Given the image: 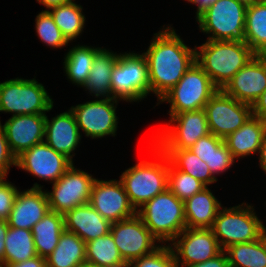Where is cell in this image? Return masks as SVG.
<instances>
[{"mask_svg":"<svg viewBox=\"0 0 266 267\" xmlns=\"http://www.w3.org/2000/svg\"><path fill=\"white\" fill-rule=\"evenodd\" d=\"M162 26L142 54L148 63L150 94L159 101L196 62L195 47H188L170 25Z\"/></svg>","mask_w":266,"mask_h":267,"instance_id":"1","label":"cell"},{"mask_svg":"<svg viewBox=\"0 0 266 267\" xmlns=\"http://www.w3.org/2000/svg\"><path fill=\"white\" fill-rule=\"evenodd\" d=\"M256 54L243 42L206 40L195 46V61L218 89H223L232 77Z\"/></svg>","mask_w":266,"mask_h":267,"instance_id":"2","label":"cell"},{"mask_svg":"<svg viewBox=\"0 0 266 267\" xmlns=\"http://www.w3.org/2000/svg\"><path fill=\"white\" fill-rule=\"evenodd\" d=\"M149 144L153 161H140L126 169L119 179L136 211L168 189V156L153 142Z\"/></svg>","mask_w":266,"mask_h":267,"instance_id":"3","label":"cell"},{"mask_svg":"<svg viewBox=\"0 0 266 267\" xmlns=\"http://www.w3.org/2000/svg\"><path fill=\"white\" fill-rule=\"evenodd\" d=\"M137 215L162 244H170L186 228L184 202L169 189L146 202Z\"/></svg>","mask_w":266,"mask_h":267,"instance_id":"4","label":"cell"},{"mask_svg":"<svg viewBox=\"0 0 266 267\" xmlns=\"http://www.w3.org/2000/svg\"><path fill=\"white\" fill-rule=\"evenodd\" d=\"M251 204L246 202L233 207L222 206L210 228L221 248L256 241L262 237V221Z\"/></svg>","mask_w":266,"mask_h":267,"instance_id":"5","label":"cell"},{"mask_svg":"<svg viewBox=\"0 0 266 267\" xmlns=\"http://www.w3.org/2000/svg\"><path fill=\"white\" fill-rule=\"evenodd\" d=\"M246 8L239 0H217L196 19L199 30L207 40L246 43Z\"/></svg>","mask_w":266,"mask_h":267,"instance_id":"6","label":"cell"},{"mask_svg":"<svg viewBox=\"0 0 266 267\" xmlns=\"http://www.w3.org/2000/svg\"><path fill=\"white\" fill-rule=\"evenodd\" d=\"M35 78L17 77L0 82V112L12 113V116L50 112L54 101Z\"/></svg>","mask_w":266,"mask_h":267,"instance_id":"7","label":"cell"},{"mask_svg":"<svg viewBox=\"0 0 266 267\" xmlns=\"http://www.w3.org/2000/svg\"><path fill=\"white\" fill-rule=\"evenodd\" d=\"M112 98L141 102L150 94L148 63L142 53H119L111 74Z\"/></svg>","mask_w":266,"mask_h":267,"instance_id":"8","label":"cell"},{"mask_svg":"<svg viewBox=\"0 0 266 267\" xmlns=\"http://www.w3.org/2000/svg\"><path fill=\"white\" fill-rule=\"evenodd\" d=\"M219 89L195 62L156 104H170L169 115L204 109L209 99Z\"/></svg>","mask_w":266,"mask_h":267,"instance_id":"9","label":"cell"},{"mask_svg":"<svg viewBox=\"0 0 266 267\" xmlns=\"http://www.w3.org/2000/svg\"><path fill=\"white\" fill-rule=\"evenodd\" d=\"M169 116V123L151 136V142L159 149H189L198 139L210 133L204 109Z\"/></svg>","mask_w":266,"mask_h":267,"instance_id":"10","label":"cell"},{"mask_svg":"<svg viewBox=\"0 0 266 267\" xmlns=\"http://www.w3.org/2000/svg\"><path fill=\"white\" fill-rule=\"evenodd\" d=\"M96 178L74 163L55 182L52 191L46 190L50 211L65 214L79 205L89 203L91 189Z\"/></svg>","mask_w":266,"mask_h":267,"instance_id":"11","label":"cell"},{"mask_svg":"<svg viewBox=\"0 0 266 267\" xmlns=\"http://www.w3.org/2000/svg\"><path fill=\"white\" fill-rule=\"evenodd\" d=\"M210 133L225 139L251 116L252 106L239 102L219 89L204 107Z\"/></svg>","mask_w":266,"mask_h":267,"instance_id":"12","label":"cell"},{"mask_svg":"<svg viewBox=\"0 0 266 267\" xmlns=\"http://www.w3.org/2000/svg\"><path fill=\"white\" fill-rule=\"evenodd\" d=\"M119 100L113 98H96L83 104L71 106L79 128L86 137L92 139L105 136L115 137L118 128L116 108Z\"/></svg>","mask_w":266,"mask_h":267,"instance_id":"13","label":"cell"},{"mask_svg":"<svg viewBox=\"0 0 266 267\" xmlns=\"http://www.w3.org/2000/svg\"><path fill=\"white\" fill-rule=\"evenodd\" d=\"M110 233L120 255L127 264L152 253L162 245L137 214L112 223Z\"/></svg>","mask_w":266,"mask_h":267,"instance_id":"14","label":"cell"},{"mask_svg":"<svg viewBox=\"0 0 266 267\" xmlns=\"http://www.w3.org/2000/svg\"><path fill=\"white\" fill-rule=\"evenodd\" d=\"M171 243L178 267L205 262L223 251L210 228H185Z\"/></svg>","mask_w":266,"mask_h":267,"instance_id":"15","label":"cell"},{"mask_svg":"<svg viewBox=\"0 0 266 267\" xmlns=\"http://www.w3.org/2000/svg\"><path fill=\"white\" fill-rule=\"evenodd\" d=\"M89 204L111 224L137 214L121 181L116 179L96 178L92 185Z\"/></svg>","mask_w":266,"mask_h":267,"instance_id":"16","label":"cell"},{"mask_svg":"<svg viewBox=\"0 0 266 267\" xmlns=\"http://www.w3.org/2000/svg\"><path fill=\"white\" fill-rule=\"evenodd\" d=\"M73 164L64 154L52 149L45 141L32 146L16 157V166L35 178L55 183Z\"/></svg>","mask_w":266,"mask_h":267,"instance_id":"17","label":"cell"},{"mask_svg":"<svg viewBox=\"0 0 266 267\" xmlns=\"http://www.w3.org/2000/svg\"><path fill=\"white\" fill-rule=\"evenodd\" d=\"M266 89V55H255L222 89L239 102L253 105Z\"/></svg>","mask_w":266,"mask_h":267,"instance_id":"18","label":"cell"},{"mask_svg":"<svg viewBox=\"0 0 266 267\" xmlns=\"http://www.w3.org/2000/svg\"><path fill=\"white\" fill-rule=\"evenodd\" d=\"M46 114L11 116L2 125L11 153L17 157L45 139Z\"/></svg>","mask_w":266,"mask_h":267,"instance_id":"19","label":"cell"},{"mask_svg":"<svg viewBox=\"0 0 266 267\" xmlns=\"http://www.w3.org/2000/svg\"><path fill=\"white\" fill-rule=\"evenodd\" d=\"M34 183L33 187L18 191L11 213L7 220L9 227L32 230L50 210L46 190Z\"/></svg>","mask_w":266,"mask_h":267,"instance_id":"20","label":"cell"},{"mask_svg":"<svg viewBox=\"0 0 266 267\" xmlns=\"http://www.w3.org/2000/svg\"><path fill=\"white\" fill-rule=\"evenodd\" d=\"M80 132L71 109L57 114L50 120L46 115L44 141L55 151L64 154L73 163V157L76 155L74 152L82 138Z\"/></svg>","mask_w":266,"mask_h":267,"instance_id":"21","label":"cell"},{"mask_svg":"<svg viewBox=\"0 0 266 267\" xmlns=\"http://www.w3.org/2000/svg\"><path fill=\"white\" fill-rule=\"evenodd\" d=\"M63 216L64 229L77 234L85 243L110 232L111 223L89 203L79 205Z\"/></svg>","mask_w":266,"mask_h":267,"instance_id":"22","label":"cell"},{"mask_svg":"<svg viewBox=\"0 0 266 267\" xmlns=\"http://www.w3.org/2000/svg\"><path fill=\"white\" fill-rule=\"evenodd\" d=\"M266 136V121L253 115L235 132L229 134L224 142L235 160L259 153Z\"/></svg>","mask_w":266,"mask_h":267,"instance_id":"23","label":"cell"},{"mask_svg":"<svg viewBox=\"0 0 266 267\" xmlns=\"http://www.w3.org/2000/svg\"><path fill=\"white\" fill-rule=\"evenodd\" d=\"M221 207L207 186L184 202L186 228H211Z\"/></svg>","mask_w":266,"mask_h":267,"instance_id":"24","label":"cell"},{"mask_svg":"<svg viewBox=\"0 0 266 267\" xmlns=\"http://www.w3.org/2000/svg\"><path fill=\"white\" fill-rule=\"evenodd\" d=\"M118 56V53L103 47L95 54L90 74L83 86L91 96L112 98L111 74Z\"/></svg>","mask_w":266,"mask_h":267,"instance_id":"25","label":"cell"},{"mask_svg":"<svg viewBox=\"0 0 266 267\" xmlns=\"http://www.w3.org/2000/svg\"><path fill=\"white\" fill-rule=\"evenodd\" d=\"M86 243L75 233L64 230L54 251L46 257L47 267H85Z\"/></svg>","mask_w":266,"mask_h":267,"instance_id":"26","label":"cell"},{"mask_svg":"<svg viewBox=\"0 0 266 267\" xmlns=\"http://www.w3.org/2000/svg\"><path fill=\"white\" fill-rule=\"evenodd\" d=\"M63 214L48 211L32 228L37 255L46 258L56 248L64 231Z\"/></svg>","mask_w":266,"mask_h":267,"instance_id":"27","label":"cell"},{"mask_svg":"<svg viewBox=\"0 0 266 267\" xmlns=\"http://www.w3.org/2000/svg\"><path fill=\"white\" fill-rule=\"evenodd\" d=\"M101 48L77 44L68 50L64 57L63 70L72 84L83 88L90 74L95 54Z\"/></svg>","mask_w":266,"mask_h":267,"instance_id":"28","label":"cell"},{"mask_svg":"<svg viewBox=\"0 0 266 267\" xmlns=\"http://www.w3.org/2000/svg\"><path fill=\"white\" fill-rule=\"evenodd\" d=\"M245 38L256 55H266V1L247 5Z\"/></svg>","mask_w":266,"mask_h":267,"instance_id":"29","label":"cell"},{"mask_svg":"<svg viewBox=\"0 0 266 267\" xmlns=\"http://www.w3.org/2000/svg\"><path fill=\"white\" fill-rule=\"evenodd\" d=\"M86 266L91 267H127L115 245L112 234L86 242Z\"/></svg>","mask_w":266,"mask_h":267,"instance_id":"30","label":"cell"},{"mask_svg":"<svg viewBox=\"0 0 266 267\" xmlns=\"http://www.w3.org/2000/svg\"><path fill=\"white\" fill-rule=\"evenodd\" d=\"M48 12L69 43L81 36L86 18L83 7L75 0L53 7Z\"/></svg>","mask_w":266,"mask_h":267,"instance_id":"31","label":"cell"},{"mask_svg":"<svg viewBox=\"0 0 266 267\" xmlns=\"http://www.w3.org/2000/svg\"><path fill=\"white\" fill-rule=\"evenodd\" d=\"M168 156L169 161L178 169L186 174L201 181L206 186L218 181L215 178L206 162L202 161L190 149H160Z\"/></svg>","mask_w":266,"mask_h":267,"instance_id":"32","label":"cell"},{"mask_svg":"<svg viewBox=\"0 0 266 267\" xmlns=\"http://www.w3.org/2000/svg\"><path fill=\"white\" fill-rule=\"evenodd\" d=\"M224 251L229 267H266V242L263 236L256 241L231 245Z\"/></svg>","mask_w":266,"mask_h":267,"instance_id":"33","label":"cell"},{"mask_svg":"<svg viewBox=\"0 0 266 267\" xmlns=\"http://www.w3.org/2000/svg\"><path fill=\"white\" fill-rule=\"evenodd\" d=\"M37 256L32 231L9 227L5 238L4 264L18 263Z\"/></svg>","mask_w":266,"mask_h":267,"instance_id":"34","label":"cell"},{"mask_svg":"<svg viewBox=\"0 0 266 267\" xmlns=\"http://www.w3.org/2000/svg\"><path fill=\"white\" fill-rule=\"evenodd\" d=\"M207 186L190 174L178 170L168 158V189L181 201L185 202Z\"/></svg>","mask_w":266,"mask_h":267,"instance_id":"35","label":"cell"},{"mask_svg":"<svg viewBox=\"0 0 266 267\" xmlns=\"http://www.w3.org/2000/svg\"><path fill=\"white\" fill-rule=\"evenodd\" d=\"M35 30L38 38L45 45L52 47V49H61L69 44L48 11L42 10L37 14L35 19Z\"/></svg>","mask_w":266,"mask_h":267,"instance_id":"36","label":"cell"},{"mask_svg":"<svg viewBox=\"0 0 266 267\" xmlns=\"http://www.w3.org/2000/svg\"><path fill=\"white\" fill-rule=\"evenodd\" d=\"M127 267H178L169 244H162L152 253L132 260Z\"/></svg>","mask_w":266,"mask_h":267,"instance_id":"37","label":"cell"},{"mask_svg":"<svg viewBox=\"0 0 266 267\" xmlns=\"http://www.w3.org/2000/svg\"><path fill=\"white\" fill-rule=\"evenodd\" d=\"M235 162L231 151L223 141L216 149H213L210 156V171L217 178L216 175L227 172Z\"/></svg>","mask_w":266,"mask_h":267,"instance_id":"38","label":"cell"},{"mask_svg":"<svg viewBox=\"0 0 266 267\" xmlns=\"http://www.w3.org/2000/svg\"><path fill=\"white\" fill-rule=\"evenodd\" d=\"M7 177H0V220L7 221L17 197L19 189L7 181Z\"/></svg>","mask_w":266,"mask_h":267,"instance_id":"39","label":"cell"},{"mask_svg":"<svg viewBox=\"0 0 266 267\" xmlns=\"http://www.w3.org/2000/svg\"><path fill=\"white\" fill-rule=\"evenodd\" d=\"M223 141L224 139L209 133L198 139L189 149L202 161L206 162L207 166L210 168V156L213 149H216Z\"/></svg>","mask_w":266,"mask_h":267,"instance_id":"40","label":"cell"},{"mask_svg":"<svg viewBox=\"0 0 266 267\" xmlns=\"http://www.w3.org/2000/svg\"><path fill=\"white\" fill-rule=\"evenodd\" d=\"M12 166H16V157L9 149L6 134L0 121V177H7Z\"/></svg>","mask_w":266,"mask_h":267,"instance_id":"41","label":"cell"},{"mask_svg":"<svg viewBox=\"0 0 266 267\" xmlns=\"http://www.w3.org/2000/svg\"><path fill=\"white\" fill-rule=\"evenodd\" d=\"M186 267H229L228 258L223 250L219 255L208 259L205 262L197 263V264H190Z\"/></svg>","mask_w":266,"mask_h":267,"instance_id":"42","label":"cell"},{"mask_svg":"<svg viewBox=\"0 0 266 267\" xmlns=\"http://www.w3.org/2000/svg\"><path fill=\"white\" fill-rule=\"evenodd\" d=\"M252 115L266 121V89L252 105Z\"/></svg>","mask_w":266,"mask_h":267,"instance_id":"43","label":"cell"},{"mask_svg":"<svg viewBox=\"0 0 266 267\" xmlns=\"http://www.w3.org/2000/svg\"><path fill=\"white\" fill-rule=\"evenodd\" d=\"M2 267H47V265L46 258L37 255L22 262L3 264Z\"/></svg>","mask_w":266,"mask_h":267,"instance_id":"44","label":"cell"},{"mask_svg":"<svg viewBox=\"0 0 266 267\" xmlns=\"http://www.w3.org/2000/svg\"><path fill=\"white\" fill-rule=\"evenodd\" d=\"M9 229L7 221L0 220V264H4L5 238Z\"/></svg>","mask_w":266,"mask_h":267,"instance_id":"45","label":"cell"},{"mask_svg":"<svg viewBox=\"0 0 266 267\" xmlns=\"http://www.w3.org/2000/svg\"><path fill=\"white\" fill-rule=\"evenodd\" d=\"M217 0H189L188 2L195 4L197 6L196 19L204 13L211 5H213Z\"/></svg>","mask_w":266,"mask_h":267,"instance_id":"46","label":"cell"},{"mask_svg":"<svg viewBox=\"0 0 266 267\" xmlns=\"http://www.w3.org/2000/svg\"><path fill=\"white\" fill-rule=\"evenodd\" d=\"M258 155L259 167L266 175V136L263 140V143L261 144Z\"/></svg>","mask_w":266,"mask_h":267,"instance_id":"47","label":"cell"},{"mask_svg":"<svg viewBox=\"0 0 266 267\" xmlns=\"http://www.w3.org/2000/svg\"><path fill=\"white\" fill-rule=\"evenodd\" d=\"M39 4L44 5L46 7L45 11H48L49 9L66 4L72 0H36Z\"/></svg>","mask_w":266,"mask_h":267,"instance_id":"48","label":"cell"},{"mask_svg":"<svg viewBox=\"0 0 266 267\" xmlns=\"http://www.w3.org/2000/svg\"><path fill=\"white\" fill-rule=\"evenodd\" d=\"M239 1L246 4V5H251V4H255L257 2H260L261 0H239Z\"/></svg>","mask_w":266,"mask_h":267,"instance_id":"49","label":"cell"},{"mask_svg":"<svg viewBox=\"0 0 266 267\" xmlns=\"http://www.w3.org/2000/svg\"><path fill=\"white\" fill-rule=\"evenodd\" d=\"M262 236H266V226L263 224V221H262Z\"/></svg>","mask_w":266,"mask_h":267,"instance_id":"50","label":"cell"}]
</instances>
